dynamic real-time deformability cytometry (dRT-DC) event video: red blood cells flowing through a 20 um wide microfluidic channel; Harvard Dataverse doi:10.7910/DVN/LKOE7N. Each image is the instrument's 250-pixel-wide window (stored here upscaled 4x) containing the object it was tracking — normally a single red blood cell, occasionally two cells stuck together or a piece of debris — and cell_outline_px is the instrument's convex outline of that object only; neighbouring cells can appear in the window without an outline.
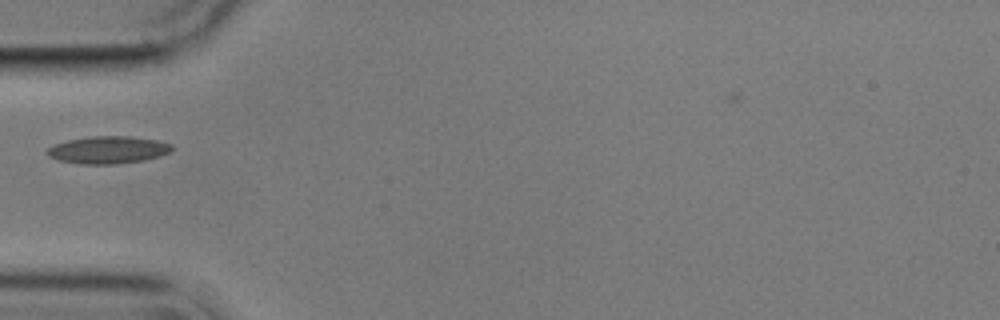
{"species": "common noctule bat (a hibernating species)", "species_latin": "Nyctalus noctula", "temperature_condition": "cold", "stored_images_in_passage": 7, "camera_frame_rate_fps": 3000, "um_per_image_px": 0.085, "animal": {"sex": "male", "body_mass_g": 17.9}, "frame": {"image": 1, "passage_image": 3, "time_ms": 3.333, "image_size_px": [1000, 320], "cell_outline_px": [[172, 148], [168, 152], [144, 160], [116, 164], [80, 164], [60, 160], [48, 156], [44, 152], [48, 148], [56, 144], [68, 140], [92, 136], [128, 136], [156, 140], [172, 144]], "centroid_in_image_um": [9.14, 12.74], "position_along_channel_um": 75.9, "area_um2": 19.65}}
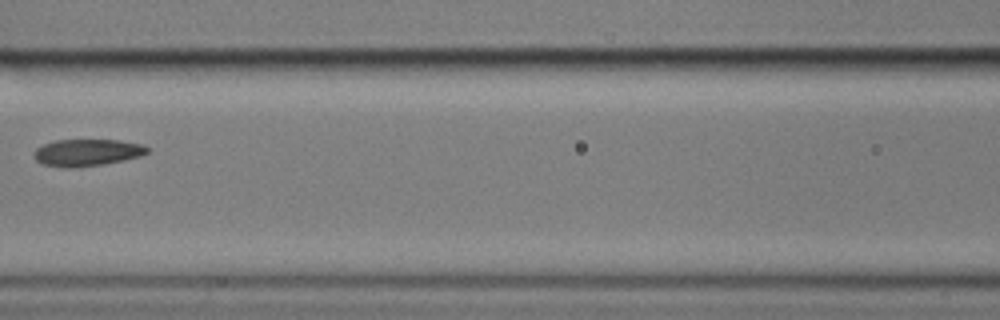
{"frame": {"image": 2, "passage_image": 5, "time_ms": 5.667, "image_size_px": [1000, 320], "cell_outline_px": [[148, 152], [140, 156], [124, 160], [104, 164], [72, 168], [68, 168], [44, 164], [36, 160], [36, 148], [44, 144], [56, 140], [116, 140], [144, 144], [148, 148]], "centroid_in_image_um": [7.44, 12.96], "position_along_channel_um": 159.2, "area_um2": 17.57}}
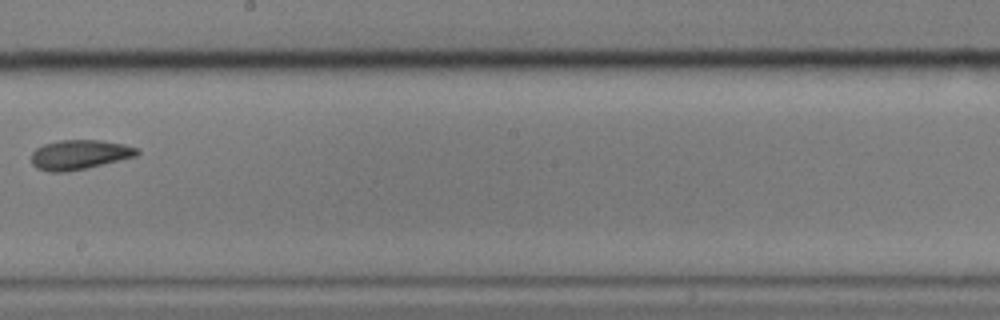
{"frame": {"image": 3, "passage_image": 7, "time_ms": 8.0, "image_size_px": [1000, 320], "cell_outline_px": [[140, 152], [136, 156], [88, 168], [64, 172], [48, 172], [36, 168], [32, 164], [32, 152], [36, 148], [44, 144], [60, 140], [100, 140], [124, 144], [140, 148]], "centroid_in_image_um": [6.76, 13.15], "position_along_channel_um": 241.4, "area_um2": 18.38}}